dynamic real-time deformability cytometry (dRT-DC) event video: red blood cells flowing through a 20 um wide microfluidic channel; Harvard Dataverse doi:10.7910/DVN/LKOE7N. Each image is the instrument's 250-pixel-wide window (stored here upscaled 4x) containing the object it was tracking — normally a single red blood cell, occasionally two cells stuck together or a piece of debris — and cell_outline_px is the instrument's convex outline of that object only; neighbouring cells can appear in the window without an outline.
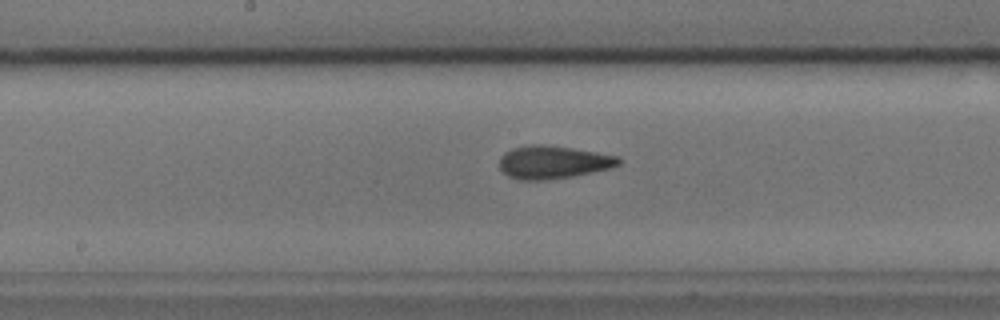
{"species": "common noctule bat (a hibernating species)", "species_latin": "Nyctalus noctula", "temperature_condition": "cold", "stored_images_in_passage": 30, "camera_frame_rate_fps": 3000, "um_per_image_px": 0.085, "animal": {"sex": "male", "body_mass_g": 17.9, "forearm_length_mm": 54.2}, "frame": {"image": 1, "passage_image": 13, "time_ms": 4.0, "image_size_px": [1000, 320], "cell_outline_px": [[624, 160], [620, 164], [612, 168], [572, 176], [540, 180], [516, 180], [508, 176], [500, 168], [500, 156], [504, 152], [512, 148], [528, 144], [544, 144], [572, 148], [620, 156]], "centroid_in_image_um": [47.03, 13.77], "position_along_channel_um": 201.2, "area_um2": 23.12}}